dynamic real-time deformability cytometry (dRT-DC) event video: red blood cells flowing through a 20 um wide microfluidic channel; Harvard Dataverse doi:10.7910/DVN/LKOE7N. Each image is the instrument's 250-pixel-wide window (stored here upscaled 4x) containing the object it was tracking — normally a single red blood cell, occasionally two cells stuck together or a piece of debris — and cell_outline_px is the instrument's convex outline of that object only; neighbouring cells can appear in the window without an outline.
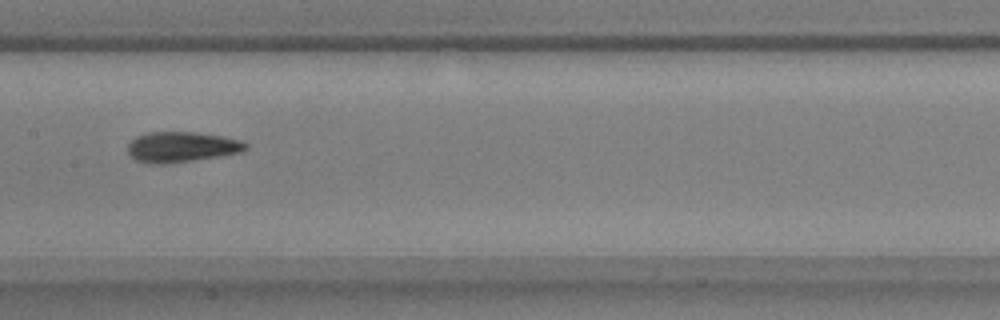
{"species": "common noctule bat (a hibernating species)", "species_latin": "Nyctalus noctula", "temperature_condition": "warm", "stored_images_in_passage": 38, "camera_frame_rate_fps": 3000, "um_per_image_px": 0.085, "animal": {"sex": "male", "body_mass_g": 17.9, "forearm_length_mm": 54.2}, "frame": {"image": 1, "passage_image": 12, "time_ms": 3.667, "image_size_px": [1000, 320], "cell_outline_px": [[248, 148], [244, 152], [220, 156], [164, 164], [148, 164], [136, 160], [128, 152], [128, 144], [136, 136], [148, 132], [192, 132], [224, 136], [240, 140], [248, 144]], "centroid_in_image_um": [15.46, 12.49], "position_along_channel_um": 191.9, "area_um2": 20.98}}
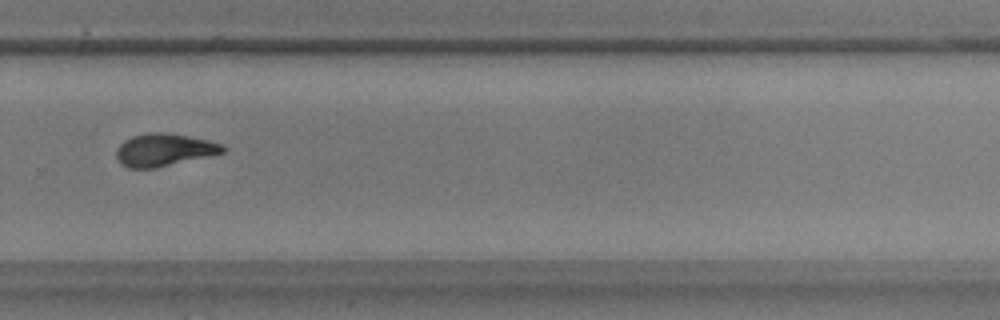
{"frame": {"image": 2, "passage_image": 22, "time_ms": 7.0, "image_size_px": [1000, 320], "cell_outline_px": [[228, 148], [224, 152], [208, 156], [156, 168], [128, 168], [120, 164], [116, 156], [116, 148], [124, 140], [132, 136], [148, 132], [164, 132], [188, 136], [208, 140], [224, 144]], "centroid_in_image_um": [13.94, 12.73], "position_along_channel_um": 315.9, "area_um2": 20.35}}
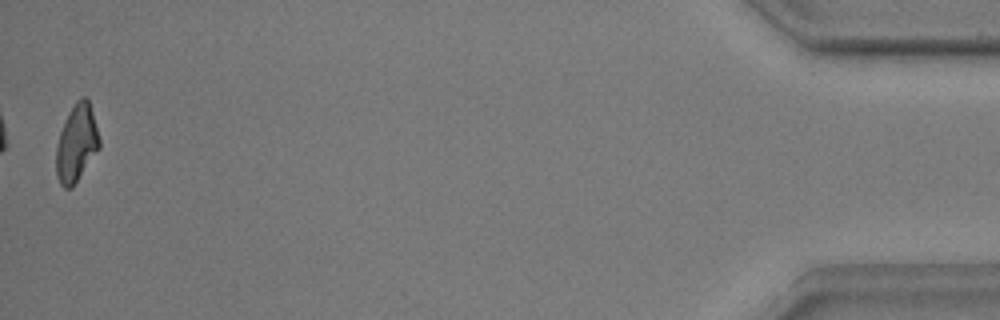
{"frame": {"image": 3, "passage_image": 38, "time_ms": 12.333, "image_size_px": [1000, 320], "cell_outline_px": [[100, 148], [72, 188], [64, 188], [60, 184], [56, 176], [56, 148], [60, 132], [76, 100], [80, 96], [84, 96], [88, 100], [92, 112], [100, 140]], "centroid_in_image_um": [6.5, 12.22], "position_along_channel_um": 428.7, "area_um2": 19.19}, "authors_computed_cell_mechanics": {"area_um2": 20.3745, "velocity_mm_per_s": 3.7304, "shape_relaxation_time_tau1_ms": 4.7605, "shape_relaxation_time_tau2_ms": 1.9833, "deformation_change_tau1": 0.1863, "deformation_change_tau2": 0.1031}}